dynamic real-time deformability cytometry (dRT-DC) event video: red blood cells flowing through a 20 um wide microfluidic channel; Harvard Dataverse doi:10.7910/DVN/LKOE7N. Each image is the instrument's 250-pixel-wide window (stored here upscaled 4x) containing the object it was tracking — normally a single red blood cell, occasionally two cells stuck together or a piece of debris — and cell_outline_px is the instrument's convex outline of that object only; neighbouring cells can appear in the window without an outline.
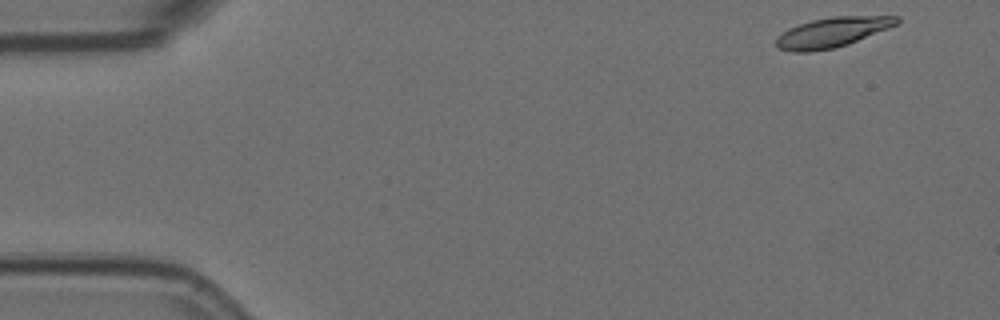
{"species": "Egyptian fruit bat (a non-hibernating species)", "species_latin": "Rousettus aegyptiacus", "temperature_condition": "room temperature", "stored_images_in_passage": 55, "camera_frame_rate_fps": 3000, "um_per_image_px": 0.085, "animal": {"sex": "female"}, "frame": {"image": 1, "passage_image": 1, "time_ms": 0.0, "image_size_px": [1000, 320], "cell_outline_px": [[900, 20], [896, 24], [888, 28], [848, 44], [832, 48], [812, 52], [792, 52], [776, 48], [776, 36], [788, 28], [812, 20], [832, 16], [900, 16]], "centroid_in_image_um": [70.69, 2.75], "position_along_channel_um": 14.3, "area_um2": 20.98}}
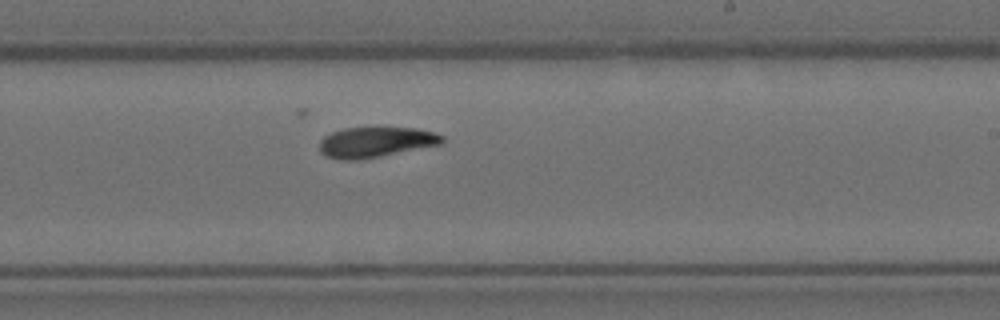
{"frame": {"image": 2, "passage_image": 31, "time_ms": 10.0, "image_size_px": [1000, 320], "cell_outline_px": [[444, 140], [440, 144], [380, 156], [352, 160], [344, 160], [328, 156], [320, 152], [320, 140], [324, 136], [332, 132], [344, 128], [416, 128], [432, 132], [444, 136]], "centroid_in_image_um": [31.92, 12.07], "position_along_channel_um": 257.1, "area_um2": 21.27}}
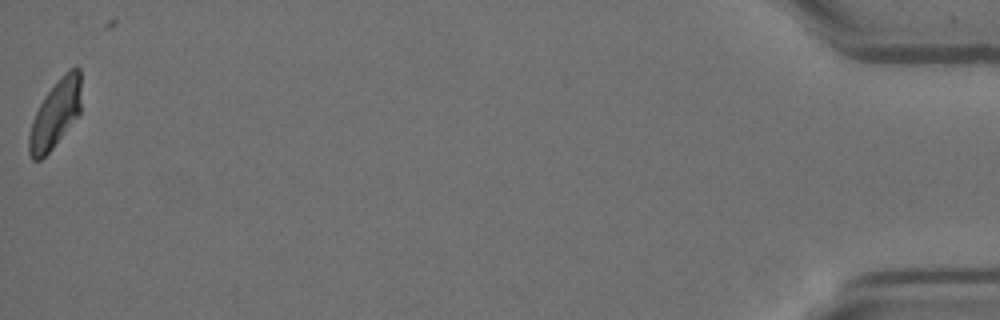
{"frame": {"image": 3, "passage_image": 54, "time_ms": 17.667, "image_size_px": [1000, 320], "cell_outline_px": [[80, 112], [52, 148], [40, 160], [32, 160], [28, 152], [28, 136], [32, 120], [44, 96], [64, 72], [76, 64], [80, 68]], "centroid_in_image_um": [4.69, 9.66], "position_along_channel_um": 430.5, "area_um2": 20.4}}